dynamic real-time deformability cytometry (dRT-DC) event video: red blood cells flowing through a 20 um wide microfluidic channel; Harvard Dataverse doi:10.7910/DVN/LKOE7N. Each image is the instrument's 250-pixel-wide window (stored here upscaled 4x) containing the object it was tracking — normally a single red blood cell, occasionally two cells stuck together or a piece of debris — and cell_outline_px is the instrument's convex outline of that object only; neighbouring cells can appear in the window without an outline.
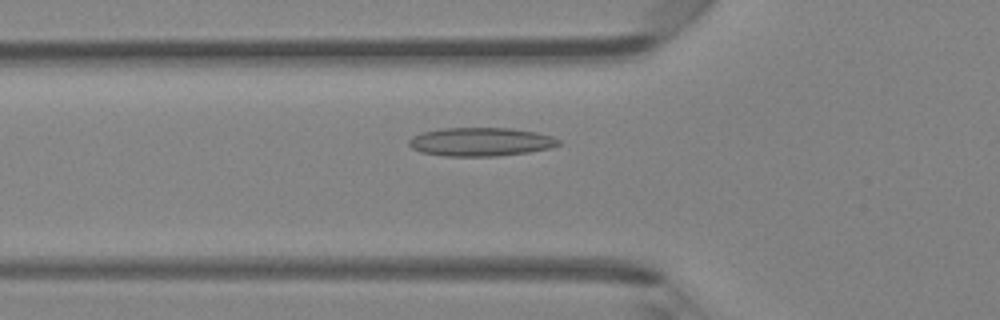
{"species": "Egyptian fruit bat (a non-hibernating species)", "species_latin": "Rousettus aegyptiacus", "temperature_condition": "room temperature", "stored_images_in_passage": 48, "camera_frame_rate_fps": 3000, "um_per_image_px": 0.085, "animal": {"sex": "female"}, "frame": {"image": 1, "passage_image": 17, "time_ms": 5.333, "image_size_px": [1000, 320], "cell_outline_px": [[560, 144], [548, 148], [528, 152], [496, 156], [444, 156], [420, 152], [412, 148], [408, 144], [408, 140], [412, 136], [420, 132], [444, 128], [512, 128], [536, 132], [552, 136], [560, 140]], "centroid_in_image_um": [40.82, 12.05], "position_along_channel_um": 85.0, "area_um2": 24.97}}
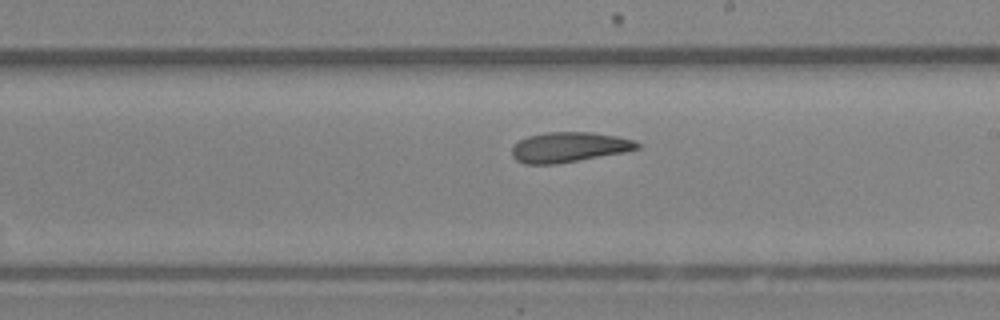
{"frame": {"image": 2, "passage_image": 28, "time_ms": 9.0, "image_size_px": [1000, 320], "cell_outline_px": [[640, 148], [624, 152], [556, 164], [524, 164], [516, 160], [512, 156], [512, 148], [520, 140], [528, 136], [544, 132], [592, 132], [616, 136], [636, 140], [640, 144]], "centroid_in_image_um": [48.37, 12.5], "position_along_channel_um": 240.6, "area_um2": 21.96}}
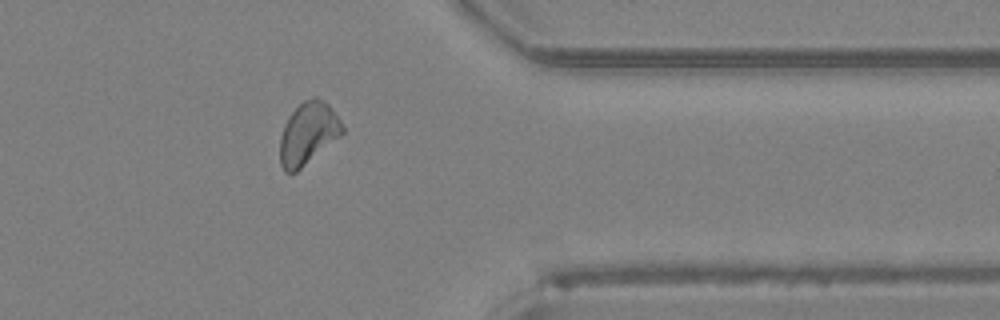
{"frame": {"image": 3, "passage_image": 39, "time_ms": 12.667, "image_size_px": [1000, 320], "cell_outline_px": [[344, 132], [340, 136], [296, 172], [284, 172], [280, 164], [280, 136], [284, 124], [288, 116], [304, 100], [316, 96], [324, 100], [328, 104], [340, 120], [344, 128]], "centroid_in_image_um": [26.17, 11.33], "position_along_channel_um": 385.2, "area_um2": 22.48}, "authors_computed_cell_mechanics": {"area_um2": 22.5131, "velocity_mm_per_s": 4.2499, "shape_relaxation_time_tau1_ms": null, "shape_relaxation_time_tau2_ms": 5.4962, "deformation_change_tau1": null, "deformation_change_tau2": 0.1389}}